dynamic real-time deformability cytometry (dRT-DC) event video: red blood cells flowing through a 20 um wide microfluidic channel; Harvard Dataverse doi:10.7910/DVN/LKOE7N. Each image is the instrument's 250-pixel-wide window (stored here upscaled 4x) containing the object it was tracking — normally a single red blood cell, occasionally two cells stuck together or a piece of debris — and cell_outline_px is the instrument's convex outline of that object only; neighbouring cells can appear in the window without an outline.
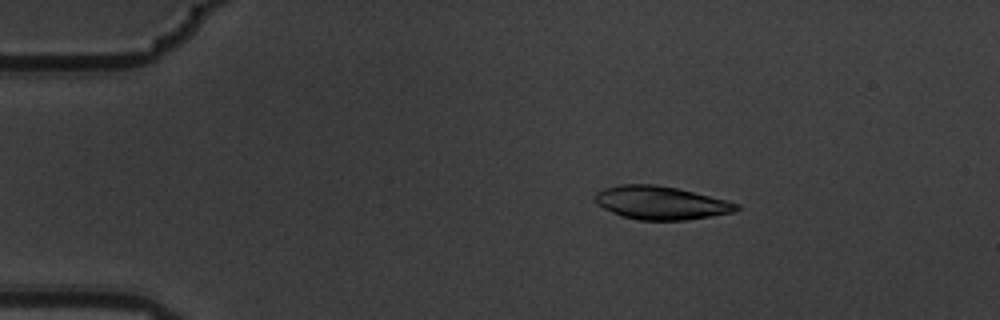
{"species": "common noctule bat (a hibernating species)", "species_latin": "Nyctalus noctula", "temperature_condition": "warm", "stored_images_in_passage": 4, "camera_frame_rate_fps": 3000, "um_per_image_px": 0.085, "animal": {"sex": "male", "body_mass_g": 19.5, "forearm_length_mm": 54.6}, "frame": {"image": 1, "passage_image": 1, "time_ms": 0.0, "image_size_px": [1000, 320], "cell_outline_px": [[740, 208], [732, 212], [684, 220], [636, 220], [620, 216], [596, 204], [596, 192], [604, 188], [620, 184], [652, 184], [676, 188], [728, 200], [740, 204]], "centroid_in_image_um": [56.15, 17.24], "position_along_channel_um": 28.8, "area_um2": 27.28}}
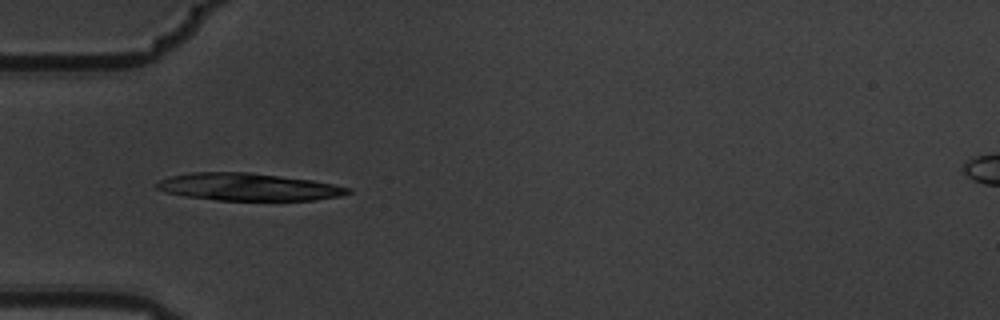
{"frame": {"image": 2, "passage_image": 3, "time_ms": 0.667, "image_size_px": [1000, 320], "cell_outline_px": [[352, 192], [340, 196], [312, 200], [216, 200], [184, 196], [164, 192], [156, 188], [152, 184], [160, 180], [172, 176], [192, 172], [252, 172], [312, 180], [352, 188]], "centroid_in_image_um": [21.07, 15.89], "position_along_channel_um": 63.9, "area_um2": 30.63}}
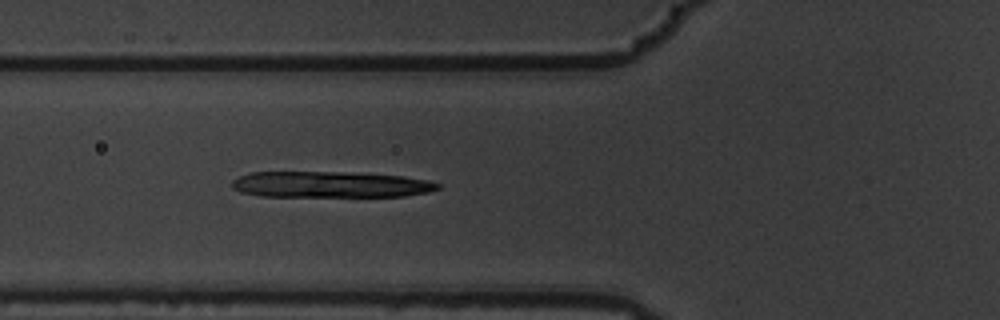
{"frame": {"image": 3, "passage_image": 4, "time_ms": 1.0, "image_size_px": [1000, 320], "cell_outline_px": [[440, 188], [428, 192], [404, 196], [260, 196], [240, 192], [232, 188], [232, 180], [240, 176], [252, 172], [344, 172], [404, 176], [428, 180], [440, 184]], "centroid_in_image_um": [28.07, 15.68], "position_along_channel_um": 97.7, "area_um2": 31.27}}